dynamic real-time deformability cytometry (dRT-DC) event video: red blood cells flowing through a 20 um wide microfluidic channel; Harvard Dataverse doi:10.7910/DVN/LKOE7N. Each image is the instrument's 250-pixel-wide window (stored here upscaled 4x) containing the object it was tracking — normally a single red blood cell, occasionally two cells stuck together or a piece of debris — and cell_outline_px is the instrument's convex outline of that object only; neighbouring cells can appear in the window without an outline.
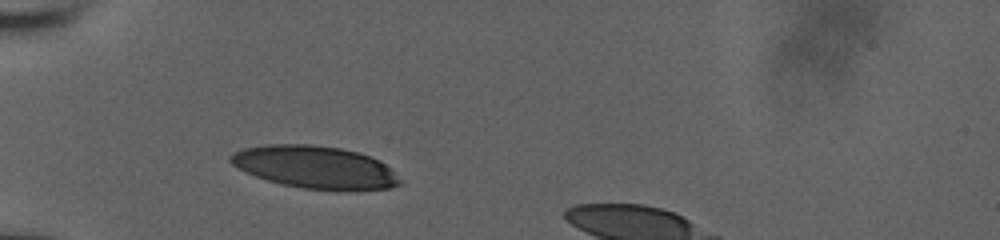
{"species": "human", "species_latin": "Homo sapiens", "temperature_condition": "room temperature", "stored_images_in_passage": 2, "camera_frame_rate_fps": 3000, "um_per_image_px": 0.085, "donor": {"sex": "male"}, "frame": {"image": 1, "passage_image": 1, "time_ms": 0.0, "image_size_px": [1000, 240], "cell_outline_px": [[404, 180], [400, 184], [388, 188], [340, 192], [336, 192], [304, 188], [284, 184], [268, 180], [256, 176], [232, 164], [228, 160], [228, 156], [232, 152], [244, 148], [268, 144], [312, 144], [340, 148], [356, 152], [368, 156], [384, 164]], "centroid_in_image_um": [26.8, 14.23], "position_along_channel_um": 58.2, "area_um2": 42.14}}